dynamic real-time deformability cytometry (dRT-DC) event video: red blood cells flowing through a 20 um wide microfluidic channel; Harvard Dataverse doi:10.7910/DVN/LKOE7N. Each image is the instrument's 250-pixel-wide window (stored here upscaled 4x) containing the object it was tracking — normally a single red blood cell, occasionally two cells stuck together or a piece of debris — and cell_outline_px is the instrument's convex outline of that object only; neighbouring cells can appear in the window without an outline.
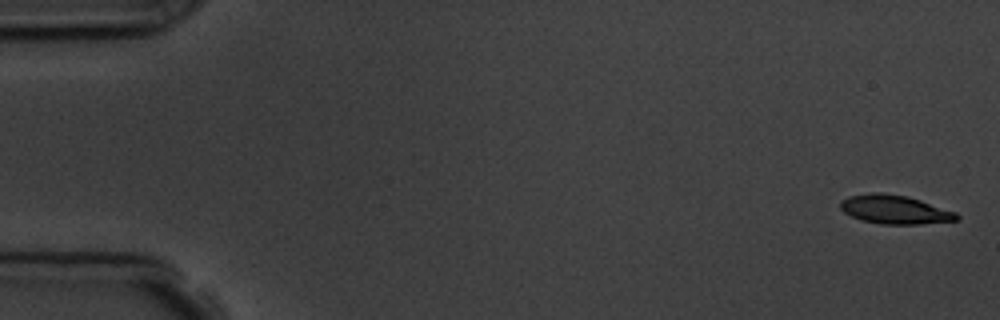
{"species": "common noctule bat (a hibernating species)", "species_latin": "Nyctalus noctula", "temperature_condition": "room temperature", "stored_images_in_passage": 6, "camera_frame_rate_fps": 3000, "um_per_image_px": 0.085, "animal": {"sex": "male", "body_mass_g": 19.5, "forearm_length_mm": 54.6}, "frame": {"image": 1, "passage_image": 1, "time_ms": 0.0, "image_size_px": [1000, 320], "cell_outline_px": [[960, 220], [920, 224], [880, 224], [864, 220], [852, 216], [844, 212], [840, 208], [840, 200], [848, 196], [872, 192], [880, 192], [908, 196], [956, 212], [960, 216]], "centroid_in_image_um": [76.06, 17.8], "position_along_channel_um": 8.9, "area_um2": 19.54}}